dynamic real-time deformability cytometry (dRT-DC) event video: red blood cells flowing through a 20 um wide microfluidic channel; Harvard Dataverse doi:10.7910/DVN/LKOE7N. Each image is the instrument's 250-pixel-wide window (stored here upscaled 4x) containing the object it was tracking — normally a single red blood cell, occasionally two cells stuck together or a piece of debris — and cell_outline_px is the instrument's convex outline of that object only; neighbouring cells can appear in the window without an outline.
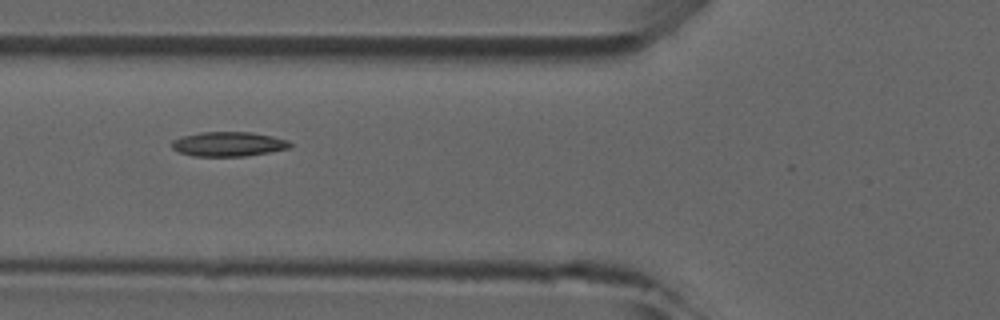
{"species": "common noctule bat (a hibernating species)", "species_latin": "Nyctalus noctula", "temperature_condition": "room temperature", "stored_images_in_passage": 36, "camera_frame_rate_fps": 3000, "um_per_image_px": 0.085, "animal": {"sex": "male", "forearm_length_mm": 52.5}, "frame": {"image": 1, "passage_image": 8, "time_ms": 2.333, "image_size_px": [1000, 320], "cell_outline_px": [[292, 148], [244, 156], [192, 156], [180, 152], [172, 148], [172, 140], [180, 136], [200, 132], [248, 132], [272, 136], [288, 140], [292, 144]], "centroid_in_image_um": [19.41, 12.24], "position_along_channel_um": 106.4, "area_um2": 16.94}}